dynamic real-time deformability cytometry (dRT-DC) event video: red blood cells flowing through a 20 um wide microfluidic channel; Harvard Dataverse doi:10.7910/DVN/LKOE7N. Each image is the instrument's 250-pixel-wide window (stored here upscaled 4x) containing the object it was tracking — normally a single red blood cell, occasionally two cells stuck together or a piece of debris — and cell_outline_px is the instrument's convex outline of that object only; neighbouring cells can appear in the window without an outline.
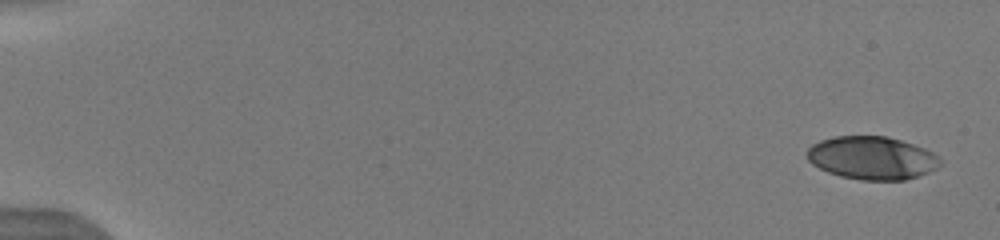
{"species": "human", "species_latin": "Homo sapiens", "temperature_condition": "warm", "stored_images_in_passage": 12, "camera_frame_rate_fps": 3000, "um_per_image_px": 0.085, "donor": {"sex": "male"}, "frame": {"image": 1, "passage_image": 1, "time_ms": 0.0, "image_size_px": [1000, 240], "cell_outline_px": [[940, 164], [936, 168], [928, 172], [904, 180], [860, 180], [840, 176], [828, 172], [812, 164], [808, 160], [808, 148], [812, 144], [820, 140], [836, 136], [884, 136], [900, 140], [924, 148], [940, 156]], "centroid_in_image_um": [74.11, 13.42], "position_along_channel_um": 10.9, "area_um2": 33.23}}